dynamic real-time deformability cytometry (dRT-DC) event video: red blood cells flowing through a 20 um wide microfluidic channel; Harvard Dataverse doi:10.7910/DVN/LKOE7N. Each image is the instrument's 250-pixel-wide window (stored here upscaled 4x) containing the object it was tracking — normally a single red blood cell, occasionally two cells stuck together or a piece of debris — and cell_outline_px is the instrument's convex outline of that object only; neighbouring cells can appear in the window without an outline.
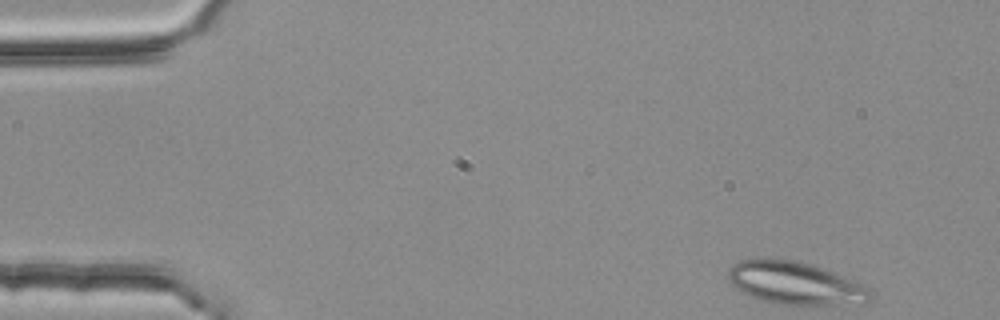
{"species": "common noctule bat (a hibernating species)", "species_latin": "Nyctalus noctula", "temperature_condition": "room temperature", "stored_images_in_passage": 47, "segment_of_instrument_passage": [1, 2], "camera_frame_rate_fps": 3000, "um_per_image_px": 0.085, "animal": {"sex": "female", "body_mass_g": 25.1}, "frame": {"image": 1, "passage_image": 1, "time_ms": 0.0, "image_size_px": [1000, 320], "cell_outline_px": [[872, 300], [864, 304], [772, 304], [760, 300], [736, 288], [732, 284], [728, 276], [728, 268], [732, 264], [740, 260], [796, 260], [832, 272], [852, 280], [868, 288], [872, 292]], "centroid_in_image_um": [67.6, 24.1], "position_along_channel_um": 17.4, "area_um2": 34.74}}